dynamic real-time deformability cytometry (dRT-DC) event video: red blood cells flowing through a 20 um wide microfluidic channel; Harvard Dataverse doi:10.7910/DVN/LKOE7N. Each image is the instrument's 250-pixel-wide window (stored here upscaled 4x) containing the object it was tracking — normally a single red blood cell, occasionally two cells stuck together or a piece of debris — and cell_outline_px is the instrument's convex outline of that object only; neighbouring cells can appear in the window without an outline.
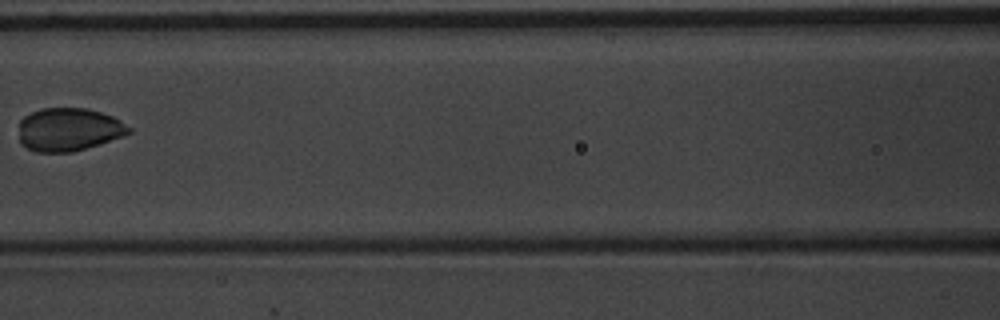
{"species": "common noctule bat (a hibernating species)", "species_latin": "Nyctalus noctula", "temperature_condition": "warm", "stored_images_in_passage": 7, "camera_frame_rate_fps": 3000, "um_per_image_px": 0.085, "animal": {"sex": "male", "body_mass_g": 20.1, "forearm_length_mm": 53.5}, "frame": {"image": 1, "passage_image": 7, "time_ms": 2.0, "image_size_px": [1000, 320], "cell_outline_px": [[132, 132], [124, 136], [72, 152], [36, 152], [20, 144], [20, 120], [24, 116], [40, 108], [88, 108], [112, 116], [120, 120], [132, 128]], "centroid_in_image_um": [5.85, 11.0], "position_along_channel_um": 160.7, "area_um2": 27.69}}